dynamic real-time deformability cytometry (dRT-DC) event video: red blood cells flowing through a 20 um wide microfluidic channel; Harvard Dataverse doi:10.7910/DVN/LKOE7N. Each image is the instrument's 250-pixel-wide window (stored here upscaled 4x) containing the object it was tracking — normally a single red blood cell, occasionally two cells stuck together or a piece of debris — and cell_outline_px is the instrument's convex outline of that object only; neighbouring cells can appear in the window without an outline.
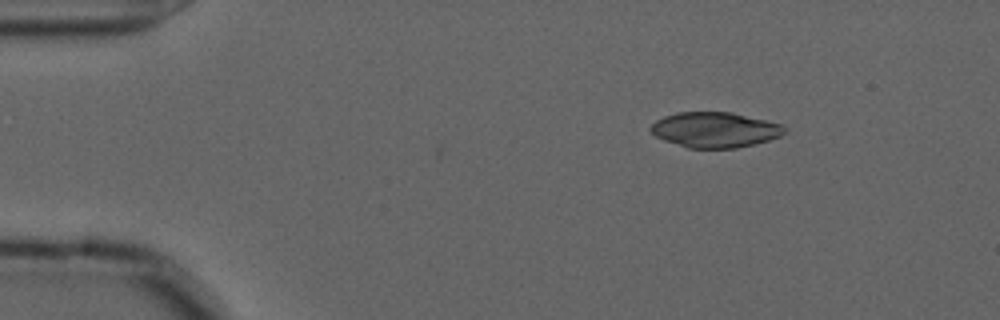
{"species": "common noctule bat (a hibernating species)", "species_latin": "Nyctalus noctula", "temperature_condition": "cold", "stored_images_in_passage": 2, "camera_frame_rate_fps": 3000, "um_per_image_px": 0.085, "animal": {"sex": "male", "forearm_length_mm": 52.5}, "frame": {"image": 1, "passage_image": 2, "time_ms": 0.333, "image_size_px": [1000, 320], "cell_outline_px": [[788, 128], [780, 136], [768, 140], [736, 148], [688, 148], [664, 140], [656, 136], [648, 128], [656, 120], [664, 116], [676, 112], [732, 112], [784, 124]], "centroid_in_image_um": [60.78, 11.02], "position_along_channel_um": 24.2, "area_um2": 27.63}}